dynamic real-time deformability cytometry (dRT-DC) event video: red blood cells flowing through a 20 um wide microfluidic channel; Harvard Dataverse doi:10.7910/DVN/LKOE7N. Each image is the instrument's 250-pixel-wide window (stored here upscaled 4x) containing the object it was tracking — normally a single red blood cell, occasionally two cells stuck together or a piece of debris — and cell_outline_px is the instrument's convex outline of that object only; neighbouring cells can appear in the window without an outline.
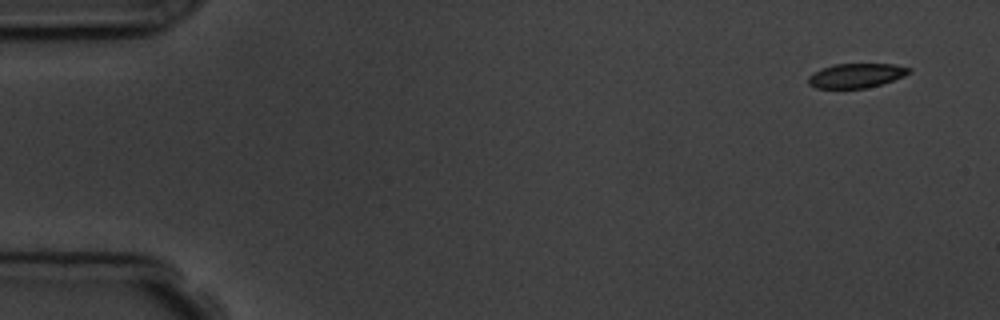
{"species": "common noctule bat (a hibernating species)", "species_latin": "Nyctalus noctula", "temperature_condition": "room temperature", "stored_images_in_passage": 4, "camera_frame_rate_fps": 3000, "um_per_image_px": 0.085, "animal": {"sex": "male", "body_mass_g": 19.5, "forearm_length_mm": 54.6}, "frame": {"image": 1, "passage_image": 1, "time_ms": 0.0, "image_size_px": [1000, 320], "cell_outline_px": [[912, 72], [904, 76], [880, 84], [864, 88], [816, 88], [808, 84], [808, 76], [832, 64], [892, 64], [912, 68]], "centroid_in_image_um": [72.79, 6.42], "position_along_channel_um": 12.2, "area_um2": 14.16}}